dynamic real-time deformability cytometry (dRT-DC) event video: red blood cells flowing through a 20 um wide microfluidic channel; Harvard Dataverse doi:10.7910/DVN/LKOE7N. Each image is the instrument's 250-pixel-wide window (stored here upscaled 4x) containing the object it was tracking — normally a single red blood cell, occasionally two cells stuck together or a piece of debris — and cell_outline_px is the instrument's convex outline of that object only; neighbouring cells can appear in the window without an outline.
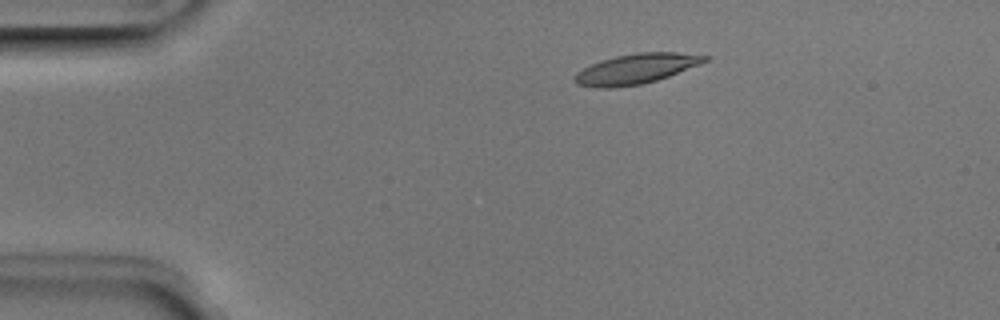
{"species": "Egyptian fruit bat (a non-hibernating species)", "species_latin": "Rousettus aegyptiacus", "temperature_condition": "room temperature", "stored_images_in_passage": 6, "camera_frame_rate_fps": 3000, "um_per_image_px": 0.085, "animal": {"sex": "male"}, "frame": {"image": 1, "passage_image": 2, "time_ms": 0.333, "image_size_px": [1000, 320], "cell_outline_px": [[708, 60], [700, 64], [668, 76], [644, 84], [612, 88], [596, 88], [576, 84], [572, 80], [576, 72], [592, 64], [616, 56], [636, 52], [676, 52], [708, 56]], "centroid_in_image_um": [54.03, 5.86], "position_along_channel_um": 31.0, "area_um2": 22.72}}